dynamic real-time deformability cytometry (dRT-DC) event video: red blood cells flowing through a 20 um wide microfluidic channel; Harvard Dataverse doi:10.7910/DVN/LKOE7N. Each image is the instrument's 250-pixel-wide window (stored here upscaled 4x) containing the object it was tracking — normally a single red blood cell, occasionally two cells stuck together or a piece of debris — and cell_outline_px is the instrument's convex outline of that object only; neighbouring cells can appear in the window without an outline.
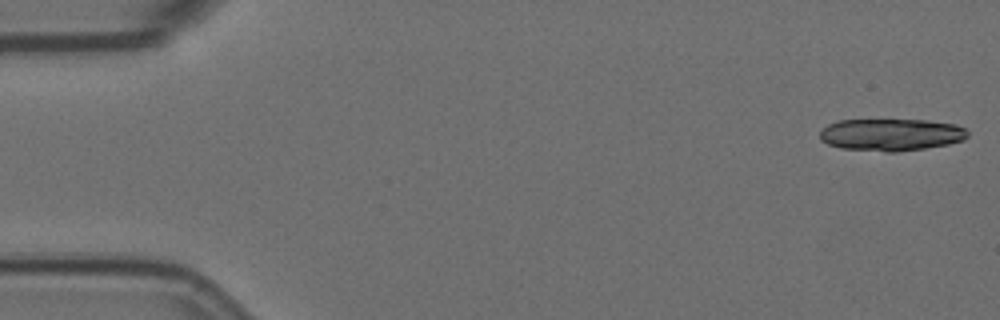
{"species": "Egyptian fruit bat (a non-hibernating species)", "species_latin": "Rousettus aegyptiacus", "temperature_condition": "room temperature", "stored_images_in_passage": 18, "camera_frame_rate_fps": 3000, "um_per_image_px": 0.085, "animal": {"sex": "female"}, "frame": {"image": 1, "passage_image": 1, "time_ms": 0.0, "image_size_px": [1000, 320], "cell_outline_px": [[968, 136], [964, 140], [948, 144], [924, 148], [896, 152], [884, 152], [840, 148], [828, 144], [820, 140], [820, 132], [828, 124], [836, 120], [928, 120], [956, 124], [964, 128], [968, 132]], "centroid_in_image_um": [75.74, 11.45], "position_along_channel_um": 9.3, "area_um2": 27.86}}
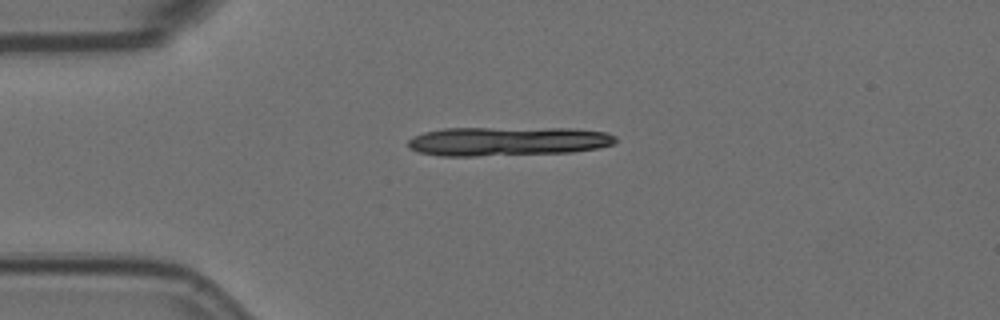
{"frame": {"image": 2, "passage_image": 13, "time_ms": 4.0, "image_size_px": [1000, 320], "cell_outline_px": [[616, 140], [612, 144], [600, 148], [572, 152], [476, 156], [440, 156], [416, 152], [408, 148], [408, 140], [412, 136], [424, 132], [444, 128], [572, 128], [604, 132], [616, 136]], "centroid_in_image_um": [43.1, 12.01], "position_along_channel_um": 41.9, "area_um2": 35.43}}